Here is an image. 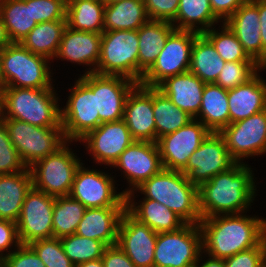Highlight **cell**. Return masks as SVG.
<instances>
[{"label": "cell", "mask_w": 266, "mask_h": 267, "mask_svg": "<svg viewBox=\"0 0 266 267\" xmlns=\"http://www.w3.org/2000/svg\"><path fill=\"white\" fill-rule=\"evenodd\" d=\"M260 267H266V262L263 265H261Z\"/></svg>", "instance_id": "obj_60"}, {"label": "cell", "mask_w": 266, "mask_h": 267, "mask_svg": "<svg viewBox=\"0 0 266 267\" xmlns=\"http://www.w3.org/2000/svg\"><path fill=\"white\" fill-rule=\"evenodd\" d=\"M65 254L78 266L90 260L102 258L107 245L99 240L75 234L60 238Z\"/></svg>", "instance_id": "obj_40"}, {"label": "cell", "mask_w": 266, "mask_h": 267, "mask_svg": "<svg viewBox=\"0 0 266 267\" xmlns=\"http://www.w3.org/2000/svg\"><path fill=\"white\" fill-rule=\"evenodd\" d=\"M11 43L12 42L9 39V36L6 31V27L3 23V19L0 14V51Z\"/></svg>", "instance_id": "obj_53"}, {"label": "cell", "mask_w": 266, "mask_h": 267, "mask_svg": "<svg viewBox=\"0 0 266 267\" xmlns=\"http://www.w3.org/2000/svg\"><path fill=\"white\" fill-rule=\"evenodd\" d=\"M153 113L155 120V143L162 136L177 131L194 119L187 112L172 103L156 87H153Z\"/></svg>", "instance_id": "obj_37"}, {"label": "cell", "mask_w": 266, "mask_h": 267, "mask_svg": "<svg viewBox=\"0 0 266 267\" xmlns=\"http://www.w3.org/2000/svg\"><path fill=\"white\" fill-rule=\"evenodd\" d=\"M67 20L46 21L37 24L20 42L33 54L54 62Z\"/></svg>", "instance_id": "obj_33"}, {"label": "cell", "mask_w": 266, "mask_h": 267, "mask_svg": "<svg viewBox=\"0 0 266 267\" xmlns=\"http://www.w3.org/2000/svg\"><path fill=\"white\" fill-rule=\"evenodd\" d=\"M112 168L120 170L124 180L128 181L127 189L121 191L125 196L128 195L163 169L157 143L135 141L120 155Z\"/></svg>", "instance_id": "obj_17"}, {"label": "cell", "mask_w": 266, "mask_h": 267, "mask_svg": "<svg viewBox=\"0 0 266 267\" xmlns=\"http://www.w3.org/2000/svg\"><path fill=\"white\" fill-rule=\"evenodd\" d=\"M105 3L102 0H72L66 4L67 26L78 31H104Z\"/></svg>", "instance_id": "obj_35"}, {"label": "cell", "mask_w": 266, "mask_h": 267, "mask_svg": "<svg viewBox=\"0 0 266 267\" xmlns=\"http://www.w3.org/2000/svg\"><path fill=\"white\" fill-rule=\"evenodd\" d=\"M214 15L224 23L247 0H209Z\"/></svg>", "instance_id": "obj_50"}, {"label": "cell", "mask_w": 266, "mask_h": 267, "mask_svg": "<svg viewBox=\"0 0 266 267\" xmlns=\"http://www.w3.org/2000/svg\"><path fill=\"white\" fill-rule=\"evenodd\" d=\"M238 162L228 152L220 133L210 132L200 147L190 156L181 171L198 188L212 177L234 167Z\"/></svg>", "instance_id": "obj_14"}, {"label": "cell", "mask_w": 266, "mask_h": 267, "mask_svg": "<svg viewBox=\"0 0 266 267\" xmlns=\"http://www.w3.org/2000/svg\"><path fill=\"white\" fill-rule=\"evenodd\" d=\"M189 267H199L198 263L197 264H194L192 266H189Z\"/></svg>", "instance_id": "obj_59"}, {"label": "cell", "mask_w": 266, "mask_h": 267, "mask_svg": "<svg viewBox=\"0 0 266 267\" xmlns=\"http://www.w3.org/2000/svg\"><path fill=\"white\" fill-rule=\"evenodd\" d=\"M101 39L102 33L78 31L66 26L54 59L84 65L83 74L93 73L100 58Z\"/></svg>", "instance_id": "obj_21"}, {"label": "cell", "mask_w": 266, "mask_h": 267, "mask_svg": "<svg viewBox=\"0 0 266 267\" xmlns=\"http://www.w3.org/2000/svg\"><path fill=\"white\" fill-rule=\"evenodd\" d=\"M123 120L135 141L155 143L153 87L137 84L131 90L125 102Z\"/></svg>", "instance_id": "obj_22"}, {"label": "cell", "mask_w": 266, "mask_h": 267, "mask_svg": "<svg viewBox=\"0 0 266 267\" xmlns=\"http://www.w3.org/2000/svg\"><path fill=\"white\" fill-rule=\"evenodd\" d=\"M266 262V239L256 247L224 259L225 267H260Z\"/></svg>", "instance_id": "obj_45"}, {"label": "cell", "mask_w": 266, "mask_h": 267, "mask_svg": "<svg viewBox=\"0 0 266 267\" xmlns=\"http://www.w3.org/2000/svg\"><path fill=\"white\" fill-rule=\"evenodd\" d=\"M51 63L47 58L33 54L20 43L9 44L1 50L5 87L55 89Z\"/></svg>", "instance_id": "obj_5"}, {"label": "cell", "mask_w": 266, "mask_h": 267, "mask_svg": "<svg viewBox=\"0 0 266 267\" xmlns=\"http://www.w3.org/2000/svg\"><path fill=\"white\" fill-rule=\"evenodd\" d=\"M70 87L66 105L61 106V124L66 140L74 143L99 127V115L96 95L79 77Z\"/></svg>", "instance_id": "obj_12"}, {"label": "cell", "mask_w": 266, "mask_h": 267, "mask_svg": "<svg viewBox=\"0 0 266 267\" xmlns=\"http://www.w3.org/2000/svg\"><path fill=\"white\" fill-rule=\"evenodd\" d=\"M199 120L210 132L220 133L230 124L228 90L215 83H206L198 115Z\"/></svg>", "instance_id": "obj_30"}, {"label": "cell", "mask_w": 266, "mask_h": 267, "mask_svg": "<svg viewBox=\"0 0 266 267\" xmlns=\"http://www.w3.org/2000/svg\"><path fill=\"white\" fill-rule=\"evenodd\" d=\"M29 246L46 267H76L65 254L60 239L56 237L33 241Z\"/></svg>", "instance_id": "obj_42"}, {"label": "cell", "mask_w": 266, "mask_h": 267, "mask_svg": "<svg viewBox=\"0 0 266 267\" xmlns=\"http://www.w3.org/2000/svg\"><path fill=\"white\" fill-rule=\"evenodd\" d=\"M198 265H199V267H225L224 266V259L211 257L204 252H201V254L199 256Z\"/></svg>", "instance_id": "obj_52"}, {"label": "cell", "mask_w": 266, "mask_h": 267, "mask_svg": "<svg viewBox=\"0 0 266 267\" xmlns=\"http://www.w3.org/2000/svg\"><path fill=\"white\" fill-rule=\"evenodd\" d=\"M139 195H126V210L139 222L146 224L157 234L176 231L186 224V222L167 206L158 201L142 198L135 199ZM137 201V202H136Z\"/></svg>", "instance_id": "obj_27"}, {"label": "cell", "mask_w": 266, "mask_h": 267, "mask_svg": "<svg viewBox=\"0 0 266 267\" xmlns=\"http://www.w3.org/2000/svg\"><path fill=\"white\" fill-rule=\"evenodd\" d=\"M138 30L103 31L95 73L117 75L139 84Z\"/></svg>", "instance_id": "obj_6"}, {"label": "cell", "mask_w": 266, "mask_h": 267, "mask_svg": "<svg viewBox=\"0 0 266 267\" xmlns=\"http://www.w3.org/2000/svg\"><path fill=\"white\" fill-rule=\"evenodd\" d=\"M222 23L213 13L209 0H179L175 20L176 30L203 34L213 26Z\"/></svg>", "instance_id": "obj_32"}, {"label": "cell", "mask_w": 266, "mask_h": 267, "mask_svg": "<svg viewBox=\"0 0 266 267\" xmlns=\"http://www.w3.org/2000/svg\"><path fill=\"white\" fill-rule=\"evenodd\" d=\"M246 214L201 218L202 252L214 258L226 259L259 246L266 239V218Z\"/></svg>", "instance_id": "obj_1"}, {"label": "cell", "mask_w": 266, "mask_h": 267, "mask_svg": "<svg viewBox=\"0 0 266 267\" xmlns=\"http://www.w3.org/2000/svg\"><path fill=\"white\" fill-rule=\"evenodd\" d=\"M149 20L173 22L175 20L179 0H144Z\"/></svg>", "instance_id": "obj_47"}, {"label": "cell", "mask_w": 266, "mask_h": 267, "mask_svg": "<svg viewBox=\"0 0 266 267\" xmlns=\"http://www.w3.org/2000/svg\"><path fill=\"white\" fill-rule=\"evenodd\" d=\"M79 78L96 95V115H99V126L102 123L123 119L127 96L138 83L123 76L102 75L95 72L80 74Z\"/></svg>", "instance_id": "obj_13"}, {"label": "cell", "mask_w": 266, "mask_h": 267, "mask_svg": "<svg viewBox=\"0 0 266 267\" xmlns=\"http://www.w3.org/2000/svg\"><path fill=\"white\" fill-rule=\"evenodd\" d=\"M225 63L213 44L203 34L195 38L189 72L204 83H215Z\"/></svg>", "instance_id": "obj_34"}, {"label": "cell", "mask_w": 266, "mask_h": 267, "mask_svg": "<svg viewBox=\"0 0 266 267\" xmlns=\"http://www.w3.org/2000/svg\"><path fill=\"white\" fill-rule=\"evenodd\" d=\"M105 4H108V3H113V2H116V1H120V0H102Z\"/></svg>", "instance_id": "obj_58"}, {"label": "cell", "mask_w": 266, "mask_h": 267, "mask_svg": "<svg viewBox=\"0 0 266 267\" xmlns=\"http://www.w3.org/2000/svg\"><path fill=\"white\" fill-rule=\"evenodd\" d=\"M175 30L171 22L148 20L138 29L139 84L157 60L168 36Z\"/></svg>", "instance_id": "obj_28"}, {"label": "cell", "mask_w": 266, "mask_h": 267, "mask_svg": "<svg viewBox=\"0 0 266 267\" xmlns=\"http://www.w3.org/2000/svg\"><path fill=\"white\" fill-rule=\"evenodd\" d=\"M260 70L265 71L266 70V58L265 60L260 64Z\"/></svg>", "instance_id": "obj_57"}, {"label": "cell", "mask_w": 266, "mask_h": 267, "mask_svg": "<svg viewBox=\"0 0 266 267\" xmlns=\"http://www.w3.org/2000/svg\"><path fill=\"white\" fill-rule=\"evenodd\" d=\"M70 144L72 141H67L56 152L29 167L35 189L54 197L69 196L76 171L84 162Z\"/></svg>", "instance_id": "obj_7"}, {"label": "cell", "mask_w": 266, "mask_h": 267, "mask_svg": "<svg viewBox=\"0 0 266 267\" xmlns=\"http://www.w3.org/2000/svg\"><path fill=\"white\" fill-rule=\"evenodd\" d=\"M76 267H104V263L102 261V258H99L96 260H90L85 263L79 264Z\"/></svg>", "instance_id": "obj_54"}, {"label": "cell", "mask_w": 266, "mask_h": 267, "mask_svg": "<svg viewBox=\"0 0 266 267\" xmlns=\"http://www.w3.org/2000/svg\"><path fill=\"white\" fill-rule=\"evenodd\" d=\"M2 95L3 119H17L39 127L62 128L57 89L5 87Z\"/></svg>", "instance_id": "obj_4"}, {"label": "cell", "mask_w": 266, "mask_h": 267, "mask_svg": "<svg viewBox=\"0 0 266 267\" xmlns=\"http://www.w3.org/2000/svg\"><path fill=\"white\" fill-rule=\"evenodd\" d=\"M252 169L248 161L237 163L203 183L198 188L201 218L250 211L259 191Z\"/></svg>", "instance_id": "obj_2"}, {"label": "cell", "mask_w": 266, "mask_h": 267, "mask_svg": "<svg viewBox=\"0 0 266 267\" xmlns=\"http://www.w3.org/2000/svg\"><path fill=\"white\" fill-rule=\"evenodd\" d=\"M84 164L76 171L69 196L86 208L126 206V196L117 189L115 176Z\"/></svg>", "instance_id": "obj_10"}, {"label": "cell", "mask_w": 266, "mask_h": 267, "mask_svg": "<svg viewBox=\"0 0 266 267\" xmlns=\"http://www.w3.org/2000/svg\"><path fill=\"white\" fill-rule=\"evenodd\" d=\"M0 267H46L29 245L21 244L0 261Z\"/></svg>", "instance_id": "obj_46"}, {"label": "cell", "mask_w": 266, "mask_h": 267, "mask_svg": "<svg viewBox=\"0 0 266 267\" xmlns=\"http://www.w3.org/2000/svg\"><path fill=\"white\" fill-rule=\"evenodd\" d=\"M65 2H66V4L68 3V2H70V1H72V0H64Z\"/></svg>", "instance_id": "obj_61"}, {"label": "cell", "mask_w": 266, "mask_h": 267, "mask_svg": "<svg viewBox=\"0 0 266 267\" xmlns=\"http://www.w3.org/2000/svg\"><path fill=\"white\" fill-rule=\"evenodd\" d=\"M0 14L12 43H20L37 25L32 18L31 0H0Z\"/></svg>", "instance_id": "obj_36"}, {"label": "cell", "mask_w": 266, "mask_h": 267, "mask_svg": "<svg viewBox=\"0 0 266 267\" xmlns=\"http://www.w3.org/2000/svg\"><path fill=\"white\" fill-rule=\"evenodd\" d=\"M220 134L228 152L238 163H246L244 160L250 157L266 155V110L230 123Z\"/></svg>", "instance_id": "obj_15"}, {"label": "cell", "mask_w": 266, "mask_h": 267, "mask_svg": "<svg viewBox=\"0 0 266 267\" xmlns=\"http://www.w3.org/2000/svg\"><path fill=\"white\" fill-rule=\"evenodd\" d=\"M31 13L37 24L66 20V2L64 0H31Z\"/></svg>", "instance_id": "obj_44"}, {"label": "cell", "mask_w": 266, "mask_h": 267, "mask_svg": "<svg viewBox=\"0 0 266 267\" xmlns=\"http://www.w3.org/2000/svg\"><path fill=\"white\" fill-rule=\"evenodd\" d=\"M32 186L29 168L0 175V219L17 222L26 194Z\"/></svg>", "instance_id": "obj_29"}, {"label": "cell", "mask_w": 266, "mask_h": 267, "mask_svg": "<svg viewBox=\"0 0 266 267\" xmlns=\"http://www.w3.org/2000/svg\"><path fill=\"white\" fill-rule=\"evenodd\" d=\"M260 72L248 82L228 90L230 123L266 110V79Z\"/></svg>", "instance_id": "obj_25"}, {"label": "cell", "mask_w": 266, "mask_h": 267, "mask_svg": "<svg viewBox=\"0 0 266 267\" xmlns=\"http://www.w3.org/2000/svg\"><path fill=\"white\" fill-rule=\"evenodd\" d=\"M199 33L174 30L160 50L157 60L143 75L140 85L157 87L166 78L189 71L192 47Z\"/></svg>", "instance_id": "obj_11"}, {"label": "cell", "mask_w": 266, "mask_h": 267, "mask_svg": "<svg viewBox=\"0 0 266 267\" xmlns=\"http://www.w3.org/2000/svg\"><path fill=\"white\" fill-rule=\"evenodd\" d=\"M148 20L144 0H120L105 4L104 31L138 30Z\"/></svg>", "instance_id": "obj_31"}, {"label": "cell", "mask_w": 266, "mask_h": 267, "mask_svg": "<svg viewBox=\"0 0 266 267\" xmlns=\"http://www.w3.org/2000/svg\"><path fill=\"white\" fill-rule=\"evenodd\" d=\"M4 88H5V82L2 77L1 51H0V93L3 92Z\"/></svg>", "instance_id": "obj_55"}, {"label": "cell", "mask_w": 266, "mask_h": 267, "mask_svg": "<svg viewBox=\"0 0 266 267\" xmlns=\"http://www.w3.org/2000/svg\"><path fill=\"white\" fill-rule=\"evenodd\" d=\"M20 245L17 224L10 220L0 219V261Z\"/></svg>", "instance_id": "obj_48"}, {"label": "cell", "mask_w": 266, "mask_h": 267, "mask_svg": "<svg viewBox=\"0 0 266 267\" xmlns=\"http://www.w3.org/2000/svg\"><path fill=\"white\" fill-rule=\"evenodd\" d=\"M157 235L126 210L119 224L117 245L136 267H154Z\"/></svg>", "instance_id": "obj_20"}, {"label": "cell", "mask_w": 266, "mask_h": 267, "mask_svg": "<svg viewBox=\"0 0 266 267\" xmlns=\"http://www.w3.org/2000/svg\"><path fill=\"white\" fill-rule=\"evenodd\" d=\"M258 0H247L225 23L235 33L247 54L259 65L263 62Z\"/></svg>", "instance_id": "obj_23"}, {"label": "cell", "mask_w": 266, "mask_h": 267, "mask_svg": "<svg viewBox=\"0 0 266 267\" xmlns=\"http://www.w3.org/2000/svg\"><path fill=\"white\" fill-rule=\"evenodd\" d=\"M137 192L146 199L167 206L186 223L199 224L201 220L198 187L181 171L163 168L129 194H138Z\"/></svg>", "instance_id": "obj_3"}, {"label": "cell", "mask_w": 266, "mask_h": 267, "mask_svg": "<svg viewBox=\"0 0 266 267\" xmlns=\"http://www.w3.org/2000/svg\"><path fill=\"white\" fill-rule=\"evenodd\" d=\"M260 71L256 61L226 62L215 84L223 89H233L248 82Z\"/></svg>", "instance_id": "obj_41"}, {"label": "cell", "mask_w": 266, "mask_h": 267, "mask_svg": "<svg viewBox=\"0 0 266 267\" xmlns=\"http://www.w3.org/2000/svg\"><path fill=\"white\" fill-rule=\"evenodd\" d=\"M204 83L191 72L166 78L156 88L178 108L195 118L202 102Z\"/></svg>", "instance_id": "obj_26"}, {"label": "cell", "mask_w": 266, "mask_h": 267, "mask_svg": "<svg viewBox=\"0 0 266 267\" xmlns=\"http://www.w3.org/2000/svg\"><path fill=\"white\" fill-rule=\"evenodd\" d=\"M55 197L33 186L27 192L16 222L19 241L29 245L33 241L53 237V209Z\"/></svg>", "instance_id": "obj_16"}, {"label": "cell", "mask_w": 266, "mask_h": 267, "mask_svg": "<svg viewBox=\"0 0 266 267\" xmlns=\"http://www.w3.org/2000/svg\"><path fill=\"white\" fill-rule=\"evenodd\" d=\"M210 131L199 120L193 119L175 132L157 140L164 169L182 171L190 156L200 147Z\"/></svg>", "instance_id": "obj_19"}, {"label": "cell", "mask_w": 266, "mask_h": 267, "mask_svg": "<svg viewBox=\"0 0 266 267\" xmlns=\"http://www.w3.org/2000/svg\"><path fill=\"white\" fill-rule=\"evenodd\" d=\"M3 121V95L0 93V122Z\"/></svg>", "instance_id": "obj_56"}, {"label": "cell", "mask_w": 266, "mask_h": 267, "mask_svg": "<svg viewBox=\"0 0 266 267\" xmlns=\"http://www.w3.org/2000/svg\"><path fill=\"white\" fill-rule=\"evenodd\" d=\"M201 252L199 224L186 223L176 231L158 233L154 267H189L198 263Z\"/></svg>", "instance_id": "obj_9"}, {"label": "cell", "mask_w": 266, "mask_h": 267, "mask_svg": "<svg viewBox=\"0 0 266 267\" xmlns=\"http://www.w3.org/2000/svg\"><path fill=\"white\" fill-rule=\"evenodd\" d=\"M86 207L70 196L55 197L53 209V237L58 239L76 233Z\"/></svg>", "instance_id": "obj_38"}, {"label": "cell", "mask_w": 266, "mask_h": 267, "mask_svg": "<svg viewBox=\"0 0 266 267\" xmlns=\"http://www.w3.org/2000/svg\"><path fill=\"white\" fill-rule=\"evenodd\" d=\"M126 206L87 208L80 221L76 234L99 240L107 246L117 244L118 228Z\"/></svg>", "instance_id": "obj_24"}, {"label": "cell", "mask_w": 266, "mask_h": 267, "mask_svg": "<svg viewBox=\"0 0 266 267\" xmlns=\"http://www.w3.org/2000/svg\"><path fill=\"white\" fill-rule=\"evenodd\" d=\"M102 261L104 267H136L117 244L106 247Z\"/></svg>", "instance_id": "obj_49"}, {"label": "cell", "mask_w": 266, "mask_h": 267, "mask_svg": "<svg viewBox=\"0 0 266 267\" xmlns=\"http://www.w3.org/2000/svg\"><path fill=\"white\" fill-rule=\"evenodd\" d=\"M3 121L10 141L27 168L67 142L62 128L39 127L17 119Z\"/></svg>", "instance_id": "obj_8"}, {"label": "cell", "mask_w": 266, "mask_h": 267, "mask_svg": "<svg viewBox=\"0 0 266 267\" xmlns=\"http://www.w3.org/2000/svg\"><path fill=\"white\" fill-rule=\"evenodd\" d=\"M134 142L123 119L102 123L78 141L86 148V154L90 153L93 163L100 166L104 164L105 168H107L106 165L111 168L127 147Z\"/></svg>", "instance_id": "obj_18"}, {"label": "cell", "mask_w": 266, "mask_h": 267, "mask_svg": "<svg viewBox=\"0 0 266 267\" xmlns=\"http://www.w3.org/2000/svg\"><path fill=\"white\" fill-rule=\"evenodd\" d=\"M215 27L213 26L203 35L213 44L225 62L255 61L247 54L235 33L225 22L220 23L219 28Z\"/></svg>", "instance_id": "obj_39"}, {"label": "cell", "mask_w": 266, "mask_h": 267, "mask_svg": "<svg viewBox=\"0 0 266 267\" xmlns=\"http://www.w3.org/2000/svg\"><path fill=\"white\" fill-rule=\"evenodd\" d=\"M258 12L260 18V35L263 44V61L266 58V0H258Z\"/></svg>", "instance_id": "obj_51"}, {"label": "cell", "mask_w": 266, "mask_h": 267, "mask_svg": "<svg viewBox=\"0 0 266 267\" xmlns=\"http://www.w3.org/2000/svg\"><path fill=\"white\" fill-rule=\"evenodd\" d=\"M15 146L9 139L4 121L0 122V175L26 170Z\"/></svg>", "instance_id": "obj_43"}]
</instances>
